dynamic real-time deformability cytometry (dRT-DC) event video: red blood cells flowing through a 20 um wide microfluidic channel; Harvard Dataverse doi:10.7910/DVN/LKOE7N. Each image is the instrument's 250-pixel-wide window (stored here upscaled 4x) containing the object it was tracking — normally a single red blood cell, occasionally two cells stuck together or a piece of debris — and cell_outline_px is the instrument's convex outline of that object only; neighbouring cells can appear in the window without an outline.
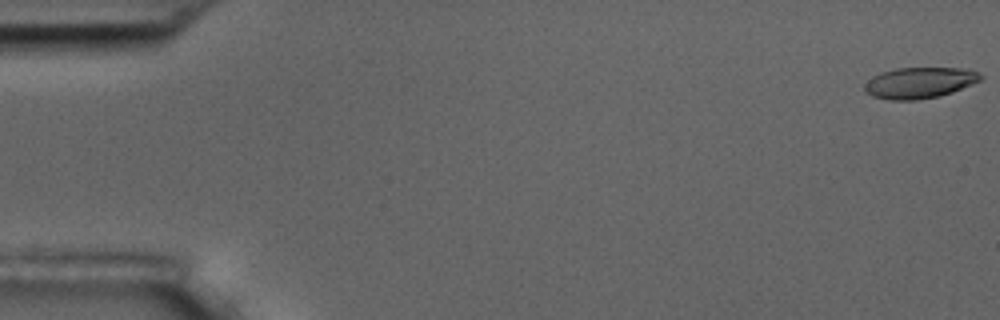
{"species": "common noctule bat (a hibernating species)", "species_latin": "Nyctalus noctula", "temperature_condition": "room temperature", "stored_images_in_passage": 5, "camera_frame_rate_fps": 3000, "um_per_image_px": 0.085, "animal": {"sex": "male", "body_mass_g": 17.5, "forearm_length_mm": 52.3}, "frame": {"image": 1, "passage_image": 1, "time_ms": 0.0, "image_size_px": [1000, 320], "cell_outline_px": [[984, 76], [980, 80], [972, 84], [952, 92], [940, 96], [916, 100], [888, 100], [872, 96], [864, 92], [864, 84], [872, 76], [880, 72], [896, 68], [968, 68]], "centroid_in_image_um": [78.12, 7.03], "position_along_channel_um": 6.9, "area_um2": 21.15}}
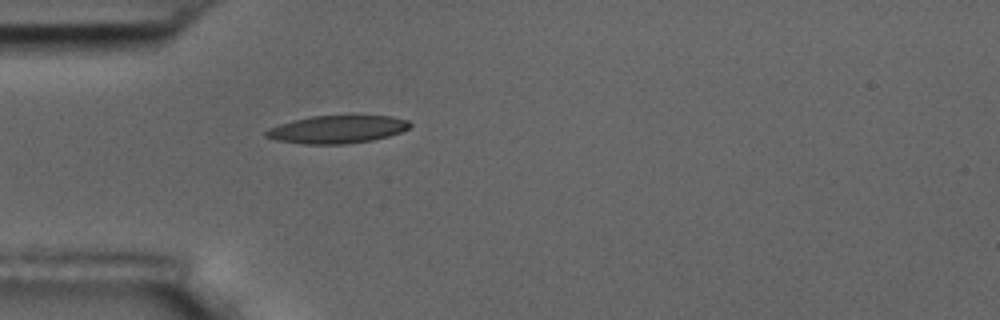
{"frame": {"image": 2, "passage_image": 5, "time_ms": 5.333, "image_size_px": [1000, 320], "cell_outline_px": [[412, 124], [408, 128], [400, 132], [388, 136], [372, 140], [344, 144], [304, 144], [276, 140], [264, 136], [264, 132], [268, 128], [292, 120], [312, 116], [352, 112], [392, 116], [408, 120]], "centroid_in_image_um": [28.69, 10.94], "position_along_channel_um": 56.3, "area_um2": 24.39}}